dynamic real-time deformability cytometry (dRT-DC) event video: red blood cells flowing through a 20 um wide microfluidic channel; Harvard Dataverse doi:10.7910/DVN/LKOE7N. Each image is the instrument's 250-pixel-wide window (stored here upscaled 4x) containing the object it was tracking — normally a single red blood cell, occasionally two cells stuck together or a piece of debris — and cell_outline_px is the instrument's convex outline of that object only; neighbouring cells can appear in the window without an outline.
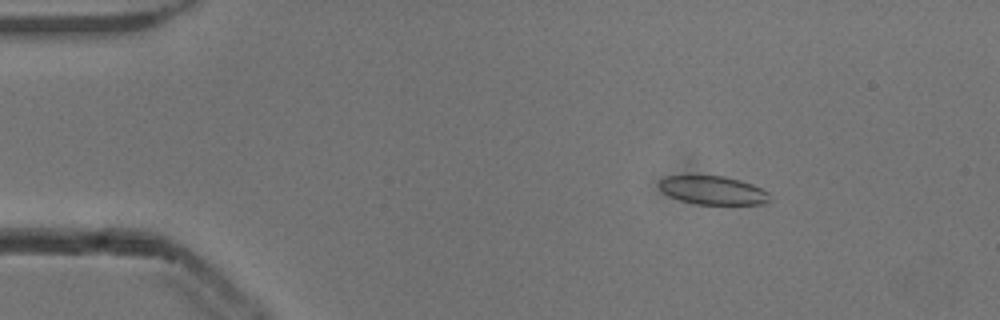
{"species": "common noctule bat (a hibernating species)", "species_latin": "Nyctalus noctula", "temperature_condition": "cold", "stored_images_in_passage": 53, "camera_frame_rate_fps": 3000, "um_per_image_px": 0.085, "animal": {"sex": "male", "body_mass_g": 13.3}, "frame": {"image": 1, "passage_image": 8, "time_ms": 2.333, "image_size_px": [1000, 320], "cell_outline_px": [[768, 200], [764, 204], [696, 204], [680, 200], [668, 196], [660, 188], [660, 180], [664, 176], [724, 176], [740, 180], [752, 184], [768, 192]], "centroid_in_image_um": [60.58, 16.18], "position_along_channel_um": 24.4, "area_um2": 18.15}}
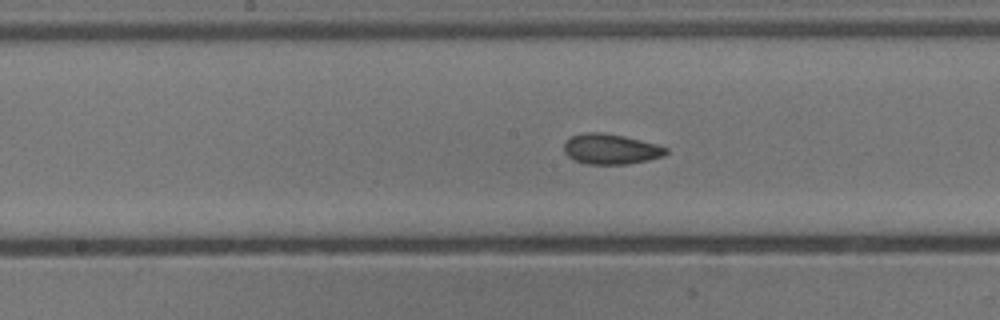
{"frame": {"image": 2, "passage_image": 27, "time_ms": 8.667, "image_size_px": [1000, 320], "cell_outline_px": [[668, 152], [664, 156], [648, 160], [628, 164], [584, 164], [568, 156], [564, 152], [564, 140], [572, 136], [584, 132], [604, 132], [624, 136], [656, 144], [668, 148]], "centroid_in_image_um": [51.9, 12.66], "position_along_channel_um": 196.3, "area_um2": 18.15}}
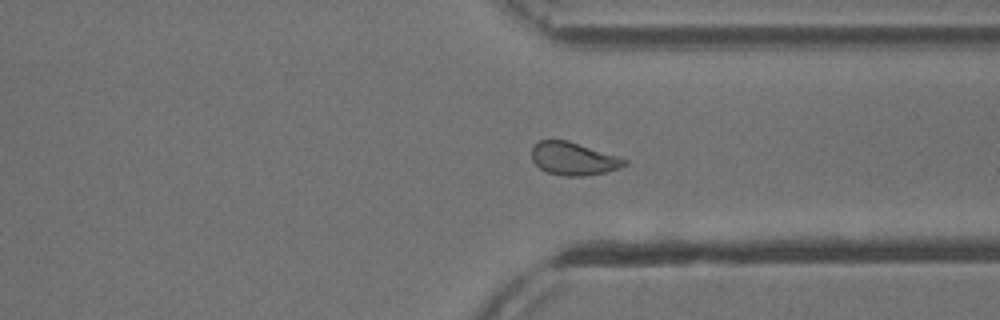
{"frame": {"image": 3, "passage_image": 40, "time_ms": 13.0, "image_size_px": [1000, 320], "cell_outline_px": [[628, 164], [604, 172], [580, 176], [564, 176], [548, 172], [540, 168], [532, 160], [532, 148], [540, 140], [568, 140], [628, 160]], "centroid_in_image_um": [48.72, 13.48], "position_along_channel_um": 362.7, "area_um2": 17.4}, "authors_computed_cell_mechanics": {"area_um2": 18.3226, "velocity_mm_per_s": 3.8547, "shape_relaxation_time_tau1_ms": 6.5194, "shape_relaxation_time_tau2_ms": 1.7207, "deformation_change_tau1": 0.1187, "deformation_change_tau2": 0.0674}}